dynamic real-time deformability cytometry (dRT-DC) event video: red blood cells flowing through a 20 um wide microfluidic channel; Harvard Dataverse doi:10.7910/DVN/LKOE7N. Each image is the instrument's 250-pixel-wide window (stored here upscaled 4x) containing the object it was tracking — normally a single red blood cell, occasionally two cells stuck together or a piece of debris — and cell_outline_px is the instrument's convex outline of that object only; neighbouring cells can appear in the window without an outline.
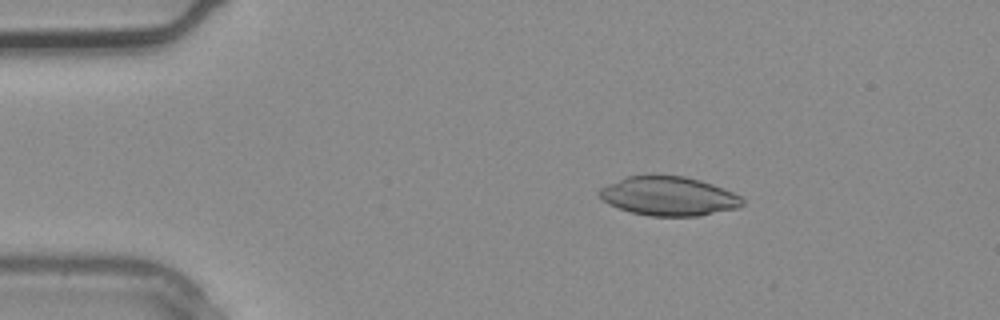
{"species": "common noctule bat (a hibernating species)", "species_latin": "Nyctalus noctula", "temperature_condition": "warm", "stored_images_in_passage": 2, "camera_frame_rate_fps": 3000, "um_per_image_px": 0.085, "animal": {"sex": "male", "body_mass_g": 20.4}, "frame": {"image": 1, "passage_image": 1, "time_ms": 0.0, "image_size_px": [1000, 320], "cell_outline_px": [[744, 204], [740, 208], [700, 216], [648, 216], [632, 212], [608, 204], [596, 192], [600, 188], [628, 176], [648, 172], [652, 172], [684, 176], [700, 180], [712, 184], [732, 192], [740, 196], [744, 200]], "centroid_in_image_um": [56.84, 16.64], "position_along_channel_um": 28.2, "area_um2": 33.23}}